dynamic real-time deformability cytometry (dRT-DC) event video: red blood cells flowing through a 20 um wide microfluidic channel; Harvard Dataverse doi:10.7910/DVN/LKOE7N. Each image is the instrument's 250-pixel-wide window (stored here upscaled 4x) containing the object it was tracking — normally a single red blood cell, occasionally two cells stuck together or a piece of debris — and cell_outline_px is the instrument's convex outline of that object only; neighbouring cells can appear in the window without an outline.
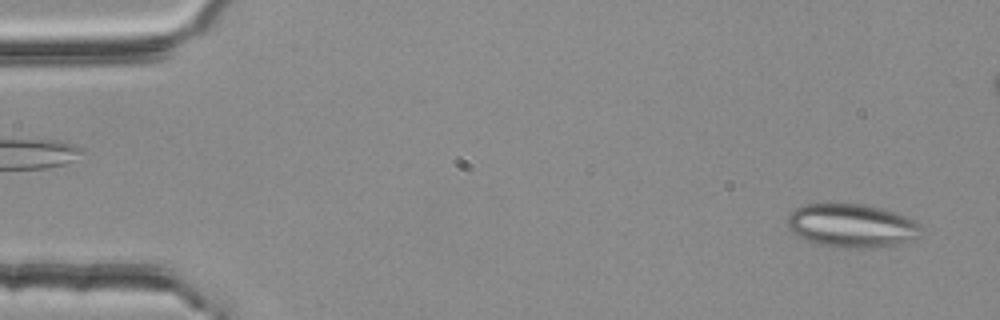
{"species": "common noctule bat (a hibernating species)", "species_latin": "Nyctalus noctula", "temperature_condition": "room temperature", "stored_images_in_passage": 54, "camera_frame_rate_fps": 3000, "um_per_image_px": 0.085, "animal": {"sex": "female", "body_mass_g": 25.1}, "frame": {"image": 1, "passage_image": 2, "time_ms": 0.333, "image_size_px": [1000, 320], "cell_outline_px": [[920, 236], [908, 240], [892, 244], [872, 248], [840, 248], [816, 244], [804, 240], [792, 232], [788, 228], [788, 216], [796, 208], [804, 204], [824, 200], [828, 200], [864, 204], [896, 212], [916, 220], [920, 224]], "centroid_in_image_um": [72.33, 19.13], "position_along_channel_um": 12.7, "area_um2": 34.85}}
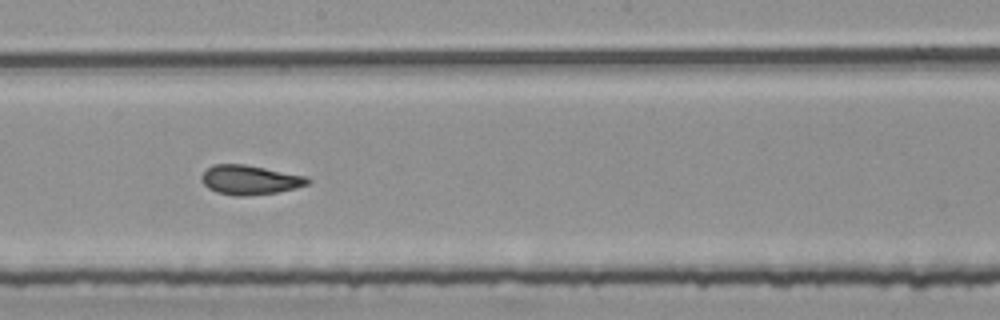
{"frame": {"image": 2, "passage_image": 29, "time_ms": 9.333, "image_size_px": [1000, 320], "cell_outline_px": [[312, 180], [308, 184], [296, 188], [276, 192], [248, 196], [236, 196], [216, 192], [208, 188], [200, 180], [200, 176], [212, 164], [244, 164], [304, 176]], "centroid_in_image_um": [21.2, 15.3], "position_along_channel_um": 227.0, "area_um2": 18.09}}
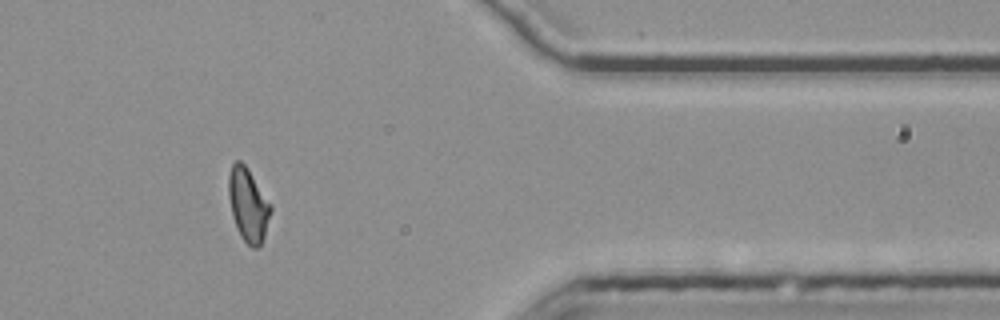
{"frame": {"image": 3, "passage_image": 44, "time_ms": 14.333, "image_size_px": [1000, 320], "cell_outline_px": [[272, 208], [264, 236], [260, 244], [256, 248], [252, 248], [240, 236], [236, 228], [228, 196], [228, 176], [232, 164], [236, 160], [240, 160], [244, 164]], "centroid_in_image_um": [21.06, 17.42], "position_along_channel_um": 390.3, "area_um2": 17.46}}